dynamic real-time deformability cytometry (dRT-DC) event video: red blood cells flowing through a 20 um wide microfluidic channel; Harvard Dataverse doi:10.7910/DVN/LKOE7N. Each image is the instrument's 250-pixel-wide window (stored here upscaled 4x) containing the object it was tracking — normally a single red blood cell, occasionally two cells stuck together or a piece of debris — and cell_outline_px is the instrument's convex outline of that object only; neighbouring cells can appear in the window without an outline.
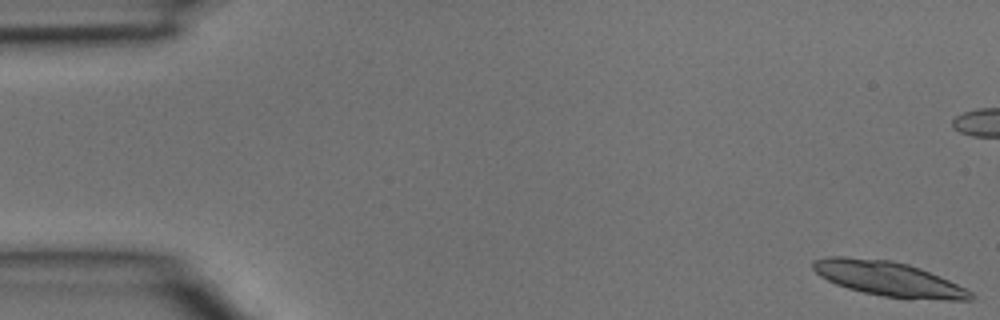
{"species": "common noctule bat (a hibernating species)", "species_latin": "Nyctalus noctula", "temperature_condition": "room temperature", "stored_images_in_passage": 5, "camera_frame_rate_fps": 3000, "um_per_image_px": 0.085, "animal": {"sex": "male", "body_mass_g": 15.6}, "frame": {"image": 1, "passage_image": 1, "time_ms": 0.0, "image_size_px": [1000, 320], "cell_outline_px": [[976, 296], [972, 300], [908, 300], [884, 296], [864, 292], [848, 288], [836, 284], [820, 276], [812, 268], [812, 260], [824, 256], [844, 256], [892, 260], [908, 264], [920, 268], [948, 280], [972, 292]], "centroid_in_image_um": [75.51, 23.7], "position_along_channel_um": 9.5, "area_um2": 32.19}}
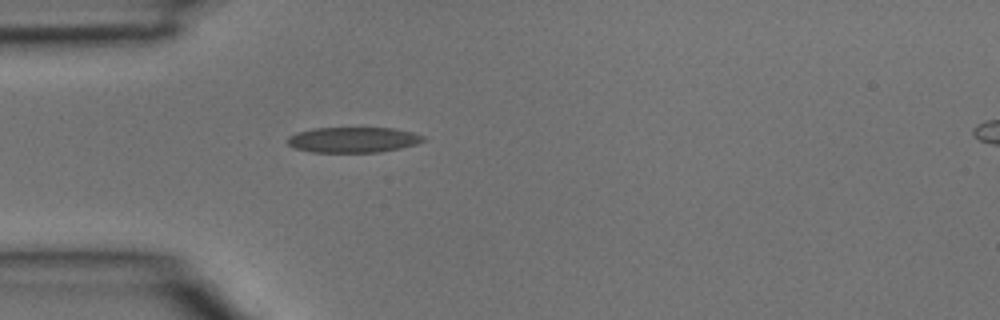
{"frame": {"image": 2, "passage_image": 5, "time_ms": 1.333, "image_size_px": [1000, 320], "cell_outline_px": [[428, 140], [416, 144], [400, 148], [380, 152], [312, 152], [296, 148], [288, 144], [288, 136], [312, 128], [396, 128], [412, 132], [424, 136]], "centroid_in_image_um": [30.07, 11.88], "position_along_channel_um": 54.9, "area_um2": 20.11}}